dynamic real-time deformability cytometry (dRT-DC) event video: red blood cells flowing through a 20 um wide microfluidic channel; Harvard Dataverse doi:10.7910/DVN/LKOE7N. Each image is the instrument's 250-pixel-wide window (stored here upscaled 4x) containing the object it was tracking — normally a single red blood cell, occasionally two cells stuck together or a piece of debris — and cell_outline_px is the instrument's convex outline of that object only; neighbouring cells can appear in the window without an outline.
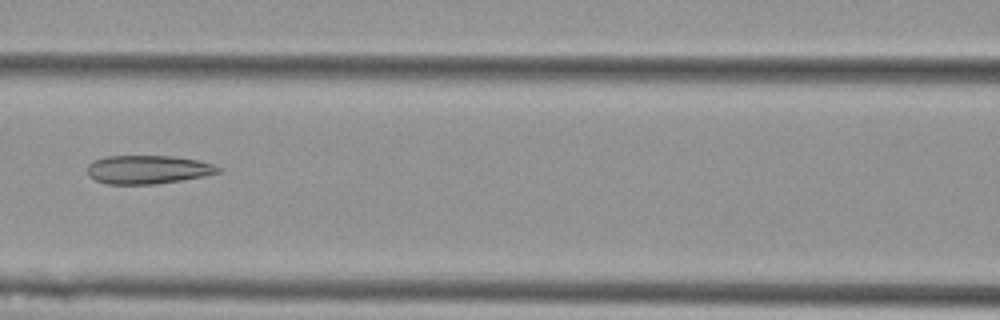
{"species": "Egyptian fruit bat (a non-hibernating species)", "species_latin": "Rousettus aegyptiacus", "temperature_condition": "cold", "stored_images_in_passage": 3, "camera_frame_rate_fps": 3000, "um_per_image_px": 0.085, "animal": {"sex": "female"}, "frame": {"image": 1, "passage_image": 3, "time_ms": 0.667, "image_size_px": [1000, 320], "cell_outline_px": [[224, 172], [204, 176], [180, 180], [152, 184], [108, 184], [96, 180], [88, 176], [88, 164], [92, 160], [108, 156], [176, 156], [216, 164], [224, 168]], "centroid_in_image_um": [12.63, 14.4], "position_along_channel_um": 154.0, "area_um2": 21.96}}